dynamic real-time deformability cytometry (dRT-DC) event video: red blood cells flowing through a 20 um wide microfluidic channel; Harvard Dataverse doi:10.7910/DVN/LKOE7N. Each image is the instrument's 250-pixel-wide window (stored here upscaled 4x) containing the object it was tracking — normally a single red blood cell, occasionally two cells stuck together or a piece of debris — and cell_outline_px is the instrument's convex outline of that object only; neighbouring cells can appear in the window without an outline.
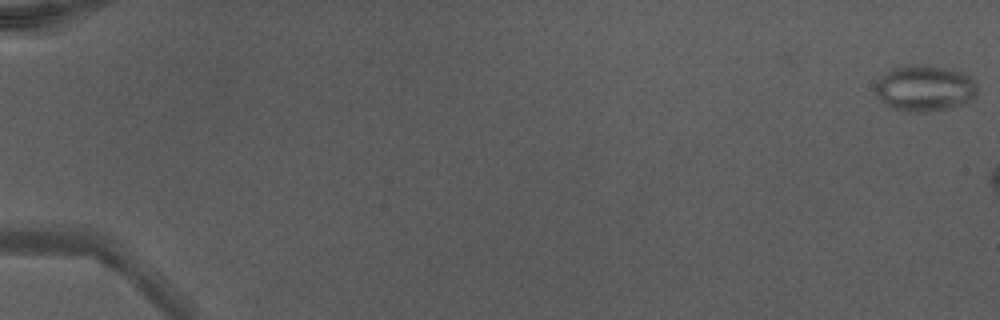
{"species": "Egyptian fruit bat (a non-hibernating species)", "species_latin": "Rousettus aegyptiacus", "temperature_condition": "warm", "stored_images_in_passage": 16, "camera_frame_rate_fps": 3000, "um_per_image_px": 0.085, "animal": {"sex": "male"}, "frame": {"image": 1, "passage_image": 1, "time_ms": 0.0, "image_size_px": [1000, 320], "cell_outline_px": [[976, 92], [964, 104], [948, 108], [928, 112], [904, 112], [892, 108], [880, 100], [876, 92], [876, 84], [880, 76], [892, 68], [908, 64], [928, 64], [948, 68], [960, 72], [968, 76], [976, 84]], "centroid_in_image_um": [78.55, 7.49], "position_along_channel_um": 6.4, "area_um2": 27.46}}
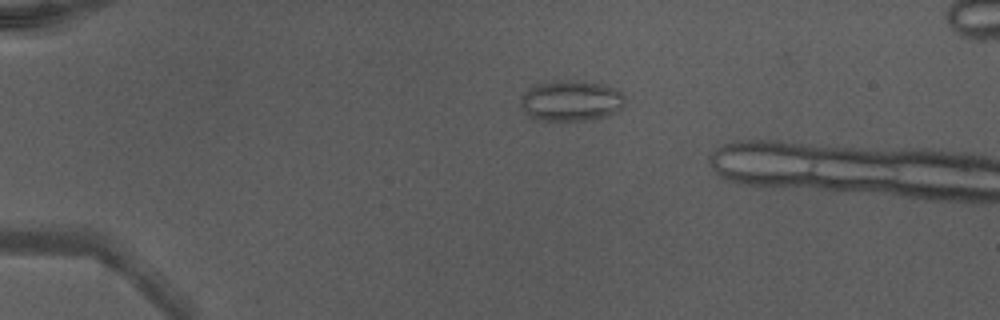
{"frame": {"image": 2, "passage_image": 13, "time_ms": 4.0, "image_size_px": [1000, 320], "cell_outline_px": [[624, 104], [616, 112], [608, 116], [588, 120], [536, 120], [528, 116], [524, 112], [520, 104], [520, 96], [528, 88], [536, 84], [552, 80], [584, 80], [604, 84], [616, 88], [624, 96]], "centroid_in_image_um": [48.51, 8.54], "position_along_channel_um": 36.5, "area_um2": 25.32}}